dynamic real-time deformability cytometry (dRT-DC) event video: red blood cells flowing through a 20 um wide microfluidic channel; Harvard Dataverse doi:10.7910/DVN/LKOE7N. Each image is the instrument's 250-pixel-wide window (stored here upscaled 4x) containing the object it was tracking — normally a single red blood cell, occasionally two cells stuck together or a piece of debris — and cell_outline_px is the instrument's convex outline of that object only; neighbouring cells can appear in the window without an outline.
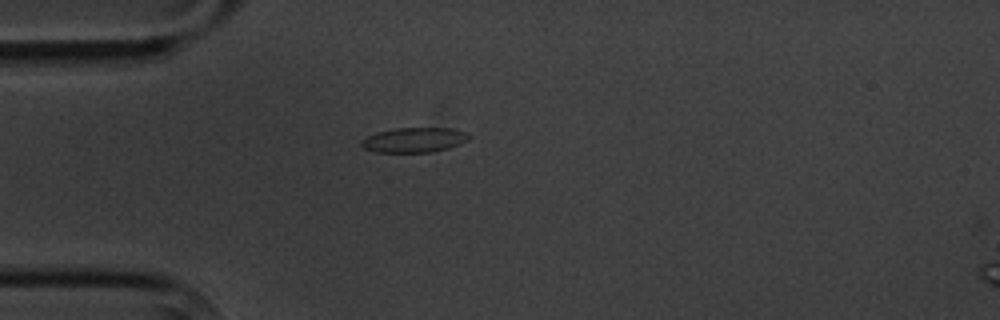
{"species": "common noctule bat (a hibernating species)", "species_latin": "Nyctalus noctula", "temperature_condition": "cold", "stored_images_in_passage": 1, "camera_frame_rate_fps": 3000, "um_per_image_px": 0.085, "animal": {"sex": "male", "body_mass_g": 20.1, "forearm_length_mm": 53.5}, "frame": {"image": 1, "passage_image": 1, "time_ms": 0.0, "image_size_px": [1000, 320], "cell_outline_px": [[472, 136], [468, 140], [460, 144], [448, 148], [432, 152], [376, 152], [364, 148], [360, 144], [360, 140], [376, 132], [396, 128], [452, 128], [464, 132]], "centroid_in_image_um": [35.2, 11.89], "position_along_channel_um": 49.8, "area_um2": 15.61}}